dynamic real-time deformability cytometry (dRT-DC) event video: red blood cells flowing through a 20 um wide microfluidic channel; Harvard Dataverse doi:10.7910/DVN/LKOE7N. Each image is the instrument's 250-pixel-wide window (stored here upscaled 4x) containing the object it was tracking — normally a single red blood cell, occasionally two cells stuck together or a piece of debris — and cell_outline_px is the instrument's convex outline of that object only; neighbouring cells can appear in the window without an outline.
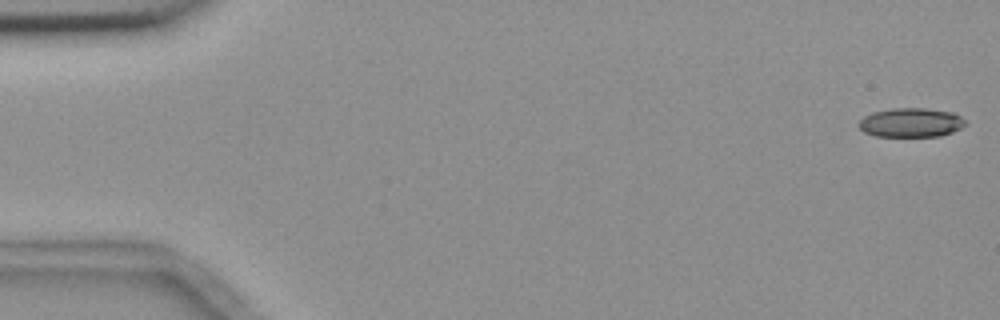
{"species": "common noctule bat (a hibernating species)", "species_latin": "Nyctalus noctula", "temperature_condition": "room temperature", "stored_images_in_passage": 5, "camera_frame_rate_fps": 3000, "um_per_image_px": 0.085, "animal": {"sex": "female", "body_mass_g": 18.4}, "frame": {"image": 1, "passage_image": 1, "time_ms": 0.0, "image_size_px": [1000, 320], "cell_outline_px": [[968, 124], [952, 132], [940, 136], [876, 136], [864, 132], [856, 124], [864, 116], [872, 112], [892, 108], [924, 108], [952, 112], [968, 120]], "centroid_in_image_um": [77.44, 10.41], "position_along_channel_um": 7.6, "area_um2": 18.26}}